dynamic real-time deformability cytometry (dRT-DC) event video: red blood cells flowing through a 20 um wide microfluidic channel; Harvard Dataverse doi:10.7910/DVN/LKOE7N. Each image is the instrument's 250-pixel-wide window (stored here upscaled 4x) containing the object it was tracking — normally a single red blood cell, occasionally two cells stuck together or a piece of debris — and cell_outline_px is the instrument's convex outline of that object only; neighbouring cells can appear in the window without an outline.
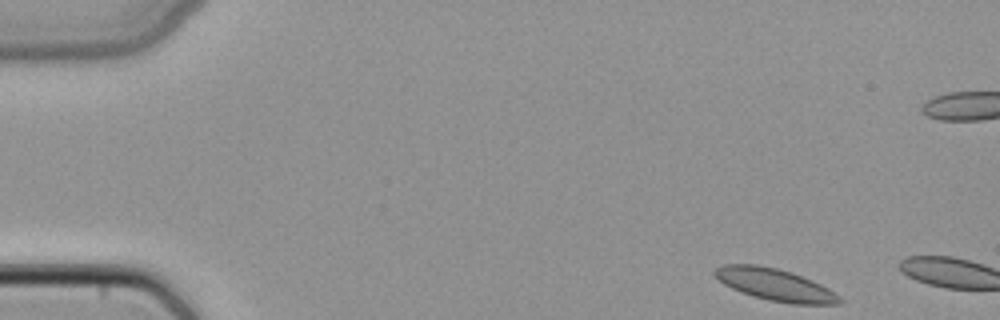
{"species": "common noctule bat (a hibernating species)", "species_latin": "Nyctalus noctula", "temperature_condition": "cold", "stored_images_in_passage": 4, "camera_frame_rate_fps": 3000, "um_per_image_px": 0.085, "animal": {"sex": "female", "body_mass_g": 22.7, "forearm_length_mm": 54.2}, "frame": {"image": 1, "passage_image": 1, "time_ms": 0.0, "image_size_px": [1000, 320], "cell_outline_px": [[844, 300], [840, 304], [792, 304], [768, 300], [752, 296], [732, 288], [724, 284], [712, 276], [712, 272], [716, 268], [724, 264], [756, 264], [776, 268], [792, 272], [812, 280], [828, 288], [840, 296]], "centroid_in_image_um": [65.86, 24.19], "position_along_channel_um": 19.1, "area_um2": 23.47}}